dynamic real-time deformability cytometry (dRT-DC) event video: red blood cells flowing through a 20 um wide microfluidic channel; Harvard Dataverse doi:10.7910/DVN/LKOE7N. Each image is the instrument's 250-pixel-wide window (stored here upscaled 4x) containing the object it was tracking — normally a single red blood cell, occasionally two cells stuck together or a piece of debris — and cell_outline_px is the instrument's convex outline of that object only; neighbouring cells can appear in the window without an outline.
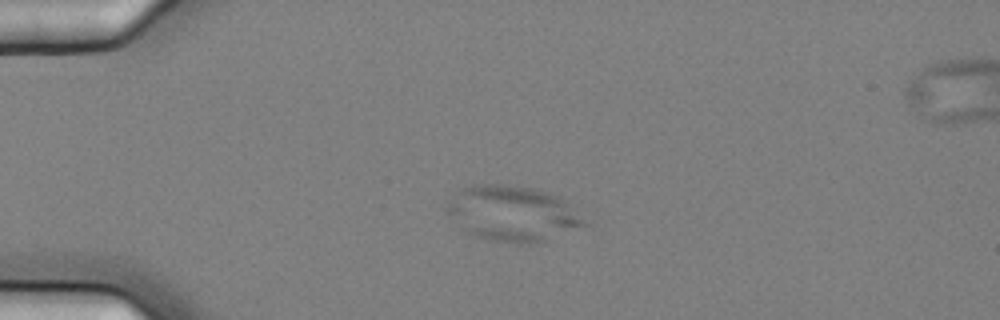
{"species": "common noctule bat (a hibernating species)", "species_latin": "Nyctalus noctula", "temperature_condition": "cold", "stored_images_in_passage": 5, "camera_frame_rate_fps": 3000, "um_per_image_px": 0.085, "animal": {"sex": "female", "body_mass_g": 25.1}, "frame": {"image": 1, "passage_image": 3, "time_ms": 0.667, "image_size_px": [1000, 320], "cell_outline_px": [[592, 224], [544, 240], [488, 240], [476, 236], [468, 232], [444, 208], [464, 188], [472, 184], [504, 184], [540, 188], [560, 196]], "centroid_in_image_um": [43.67, 18.08], "position_along_channel_um": 41.3, "area_um2": 43.29}}
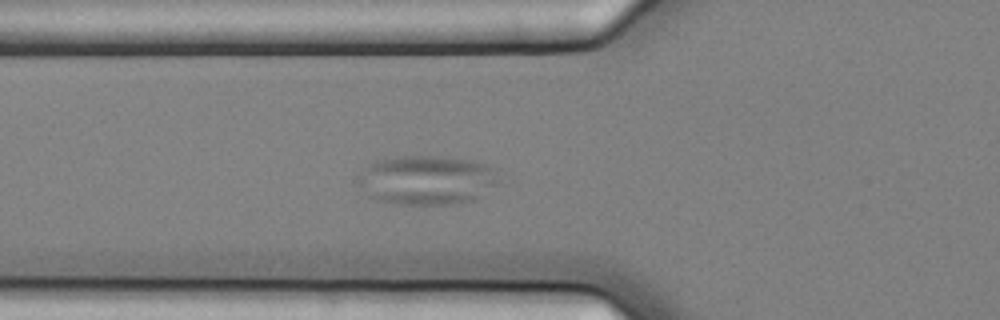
{"frame": {"image": 2, "passage_image": 5, "time_ms": 1.333, "image_size_px": [1000, 320], "cell_outline_px": [[500, 184], [472, 200], [452, 204], [396, 204], [376, 200], [368, 196], [356, 180], [356, 176], [368, 164], [376, 160], [404, 156], [440, 156], [472, 160], [500, 168]], "centroid_in_image_um": [36.32, 15.29], "position_along_channel_um": 89.5, "area_um2": 41.15}}